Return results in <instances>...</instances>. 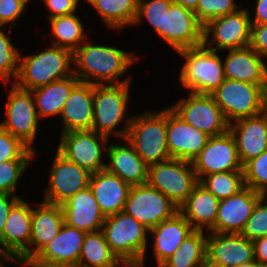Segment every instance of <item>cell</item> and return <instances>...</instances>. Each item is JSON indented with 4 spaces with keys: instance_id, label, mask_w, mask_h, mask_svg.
<instances>
[{
    "instance_id": "obj_18",
    "label": "cell",
    "mask_w": 267,
    "mask_h": 267,
    "mask_svg": "<svg viewBox=\"0 0 267 267\" xmlns=\"http://www.w3.org/2000/svg\"><path fill=\"white\" fill-rule=\"evenodd\" d=\"M166 137L170 157L188 162H193L210 138L169 107L166 109Z\"/></svg>"
},
{
    "instance_id": "obj_54",
    "label": "cell",
    "mask_w": 267,
    "mask_h": 267,
    "mask_svg": "<svg viewBox=\"0 0 267 267\" xmlns=\"http://www.w3.org/2000/svg\"><path fill=\"white\" fill-rule=\"evenodd\" d=\"M261 198L267 202V188L261 192Z\"/></svg>"
},
{
    "instance_id": "obj_17",
    "label": "cell",
    "mask_w": 267,
    "mask_h": 267,
    "mask_svg": "<svg viewBox=\"0 0 267 267\" xmlns=\"http://www.w3.org/2000/svg\"><path fill=\"white\" fill-rule=\"evenodd\" d=\"M31 225L32 208L20 198L10 209L0 236L1 257L15 260L29 257Z\"/></svg>"
},
{
    "instance_id": "obj_39",
    "label": "cell",
    "mask_w": 267,
    "mask_h": 267,
    "mask_svg": "<svg viewBox=\"0 0 267 267\" xmlns=\"http://www.w3.org/2000/svg\"><path fill=\"white\" fill-rule=\"evenodd\" d=\"M36 152L0 126V163L10 160H32Z\"/></svg>"
},
{
    "instance_id": "obj_52",
    "label": "cell",
    "mask_w": 267,
    "mask_h": 267,
    "mask_svg": "<svg viewBox=\"0 0 267 267\" xmlns=\"http://www.w3.org/2000/svg\"><path fill=\"white\" fill-rule=\"evenodd\" d=\"M199 267H224L221 264H219L218 262L212 260L211 258H209L207 255L205 256L203 262L200 264Z\"/></svg>"
},
{
    "instance_id": "obj_5",
    "label": "cell",
    "mask_w": 267,
    "mask_h": 267,
    "mask_svg": "<svg viewBox=\"0 0 267 267\" xmlns=\"http://www.w3.org/2000/svg\"><path fill=\"white\" fill-rule=\"evenodd\" d=\"M144 113L132 117L126 140L150 166L171 159L166 137V107L155 113Z\"/></svg>"
},
{
    "instance_id": "obj_2",
    "label": "cell",
    "mask_w": 267,
    "mask_h": 267,
    "mask_svg": "<svg viewBox=\"0 0 267 267\" xmlns=\"http://www.w3.org/2000/svg\"><path fill=\"white\" fill-rule=\"evenodd\" d=\"M101 231L111 251L125 265L144 267L149 229L124 211L105 217Z\"/></svg>"
},
{
    "instance_id": "obj_10",
    "label": "cell",
    "mask_w": 267,
    "mask_h": 267,
    "mask_svg": "<svg viewBox=\"0 0 267 267\" xmlns=\"http://www.w3.org/2000/svg\"><path fill=\"white\" fill-rule=\"evenodd\" d=\"M250 13L247 9H238L209 21L203 28V45L214 51L241 49L249 46ZM210 34H212L211 38ZM214 42L215 47H213Z\"/></svg>"
},
{
    "instance_id": "obj_50",
    "label": "cell",
    "mask_w": 267,
    "mask_h": 267,
    "mask_svg": "<svg viewBox=\"0 0 267 267\" xmlns=\"http://www.w3.org/2000/svg\"><path fill=\"white\" fill-rule=\"evenodd\" d=\"M251 24H264L267 23V0H256V9L254 19H251Z\"/></svg>"
},
{
    "instance_id": "obj_29",
    "label": "cell",
    "mask_w": 267,
    "mask_h": 267,
    "mask_svg": "<svg viewBox=\"0 0 267 267\" xmlns=\"http://www.w3.org/2000/svg\"><path fill=\"white\" fill-rule=\"evenodd\" d=\"M220 200L198 183L188 198L178 207L179 213L197 231L214 227Z\"/></svg>"
},
{
    "instance_id": "obj_16",
    "label": "cell",
    "mask_w": 267,
    "mask_h": 267,
    "mask_svg": "<svg viewBox=\"0 0 267 267\" xmlns=\"http://www.w3.org/2000/svg\"><path fill=\"white\" fill-rule=\"evenodd\" d=\"M198 180L203 176L226 171H243L234 136L227 132L209 138L192 162Z\"/></svg>"
},
{
    "instance_id": "obj_53",
    "label": "cell",
    "mask_w": 267,
    "mask_h": 267,
    "mask_svg": "<svg viewBox=\"0 0 267 267\" xmlns=\"http://www.w3.org/2000/svg\"><path fill=\"white\" fill-rule=\"evenodd\" d=\"M235 267H260V264L256 260H253L250 262L236 265Z\"/></svg>"
},
{
    "instance_id": "obj_23",
    "label": "cell",
    "mask_w": 267,
    "mask_h": 267,
    "mask_svg": "<svg viewBox=\"0 0 267 267\" xmlns=\"http://www.w3.org/2000/svg\"><path fill=\"white\" fill-rule=\"evenodd\" d=\"M61 207L64 222L86 233L99 231L104 224L105 216L101 213L90 187L78 191Z\"/></svg>"
},
{
    "instance_id": "obj_49",
    "label": "cell",
    "mask_w": 267,
    "mask_h": 267,
    "mask_svg": "<svg viewBox=\"0 0 267 267\" xmlns=\"http://www.w3.org/2000/svg\"><path fill=\"white\" fill-rule=\"evenodd\" d=\"M15 263L26 265V267H71L65 264L45 262L37 257L18 258Z\"/></svg>"
},
{
    "instance_id": "obj_24",
    "label": "cell",
    "mask_w": 267,
    "mask_h": 267,
    "mask_svg": "<svg viewBox=\"0 0 267 267\" xmlns=\"http://www.w3.org/2000/svg\"><path fill=\"white\" fill-rule=\"evenodd\" d=\"M223 62L226 79L245 81L254 85H267V64L252 47L228 50Z\"/></svg>"
},
{
    "instance_id": "obj_19",
    "label": "cell",
    "mask_w": 267,
    "mask_h": 267,
    "mask_svg": "<svg viewBox=\"0 0 267 267\" xmlns=\"http://www.w3.org/2000/svg\"><path fill=\"white\" fill-rule=\"evenodd\" d=\"M260 197L261 193L244 186L236 194L220 200L215 225L210 231L240 234Z\"/></svg>"
},
{
    "instance_id": "obj_57",
    "label": "cell",
    "mask_w": 267,
    "mask_h": 267,
    "mask_svg": "<svg viewBox=\"0 0 267 267\" xmlns=\"http://www.w3.org/2000/svg\"><path fill=\"white\" fill-rule=\"evenodd\" d=\"M0 267H4L2 260H0Z\"/></svg>"
},
{
    "instance_id": "obj_44",
    "label": "cell",
    "mask_w": 267,
    "mask_h": 267,
    "mask_svg": "<svg viewBox=\"0 0 267 267\" xmlns=\"http://www.w3.org/2000/svg\"><path fill=\"white\" fill-rule=\"evenodd\" d=\"M26 7L18 0H0V27L12 24L21 17Z\"/></svg>"
},
{
    "instance_id": "obj_26",
    "label": "cell",
    "mask_w": 267,
    "mask_h": 267,
    "mask_svg": "<svg viewBox=\"0 0 267 267\" xmlns=\"http://www.w3.org/2000/svg\"><path fill=\"white\" fill-rule=\"evenodd\" d=\"M32 209L29 257H36L59 233L64 222L61 205L42 201Z\"/></svg>"
},
{
    "instance_id": "obj_56",
    "label": "cell",
    "mask_w": 267,
    "mask_h": 267,
    "mask_svg": "<svg viewBox=\"0 0 267 267\" xmlns=\"http://www.w3.org/2000/svg\"><path fill=\"white\" fill-rule=\"evenodd\" d=\"M21 4H23L25 7L28 6V3H30V0H18Z\"/></svg>"
},
{
    "instance_id": "obj_31",
    "label": "cell",
    "mask_w": 267,
    "mask_h": 267,
    "mask_svg": "<svg viewBox=\"0 0 267 267\" xmlns=\"http://www.w3.org/2000/svg\"><path fill=\"white\" fill-rule=\"evenodd\" d=\"M80 80L71 76L31 90L38 118L60 115L65 101Z\"/></svg>"
},
{
    "instance_id": "obj_28",
    "label": "cell",
    "mask_w": 267,
    "mask_h": 267,
    "mask_svg": "<svg viewBox=\"0 0 267 267\" xmlns=\"http://www.w3.org/2000/svg\"><path fill=\"white\" fill-rule=\"evenodd\" d=\"M194 231L190 223L177 212L173 217L160 222L149 230L152 235L153 253L160 267Z\"/></svg>"
},
{
    "instance_id": "obj_20",
    "label": "cell",
    "mask_w": 267,
    "mask_h": 267,
    "mask_svg": "<svg viewBox=\"0 0 267 267\" xmlns=\"http://www.w3.org/2000/svg\"><path fill=\"white\" fill-rule=\"evenodd\" d=\"M242 165L267 150V109L262 113L229 124Z\"/></svg>"
},
{
    "instance_id": "obj_15",
    "label": "cell",
    "mask_w": 267,
    "mask_h": 267,
    "mask_svg": "<svg viewBox=\"0 0 267 267\" xmlns=\"http://www.w3.org/2000/svg\"><path fill=\"white\" fill-rule=\"evenodd\" d=\"M56 151L50 170L49 187L45 190L42 201L62 205L78 191L89 187L92 174Z\"/></svg>"
},
{
    "instance_id": "obj_12",
    "label": "cell",
    "mask_w": 267,
    "mask_h": 267,
    "mask_svg": "<svg viewBox=\"0 0 267 267\" xmlns=\"http://www.w3.org/2000/svg\"><path fill=\"white\" fill-rule=\"evenodd\" d=\"M203 28L194 11L172 2L162 13L159 36L179 51L203 45Z\"/></svg>"
},
{
    "instance_id": "obj_6",
    "label": "cell",
    "mask_w": 267,
    "mask_h": 267,
    "mask_svg": "<svg viewBox=\"0 0 267 267\" xmlns=\"http://www.w3.org/2000/svg\"><path fill=\"white\" fill-rule=\"evenodd\" d=\"M131 83L117 85H93L94 119L92 130L110 137L112 132L122 140L126 139L131 118L125 119V126L117 131V125L125 118Z\"/></svg>"
},
{
    "instance_id": "obj_34",
    "label": "cell",
    "mask_w": 267,
    "mask_h": 267,
    "mask_svg": "<svg viewBox=\"0 0 267 267\" xmlns=\"http://www.w3.org/2000/svg\"><path fill=\"white\" fill-rule=\"evenodd\" d=\"M50 20L51 34L56 40L53 45L72 53L85 42L83 23L75 13L53 17ZM81 43V44H80Z\"/></svg>"
},
{
    "instance_id": "obj_40",
    "label": "cell",
    "mask_w": 267,
    "mask_h": 267,
    "mask_svg": "<svg viewBox=\"0 0 267 267\" xmlns=\"http://www.w3.org/2000/svg\"><path fill=\"white\" fill-rule=\"evenodd\" d=\"M235 0H199L194 13L205 26L209 21L237 11Z\"/></svg>"
},
{
    "instance_id": "obj_22",
    "label": "cell",
    "mask_w": 267,
    "mask_h": 267,
    "mask_svg": "<svg viewBox=\"0 0 267 267\" xmlns=\"http://www.w3.org/2000/svg\"><path fill=\"white\" fill-rule=\"evenodd\" d=\"M62 133L92 130L94 119L93 84L79 82L65 101L60 114Z\"/></svg>"
},
{
    "instance_id": "obj_21",
    "label": "cell",
    "mask_w": 267,
    "mask_h": 267,
    "mask_svg": "<svg viewBox=\"0 0 267 267\" xmlns=\"http://www.w3.org/2000/svg\"><path fill=\"white\" fill-rule=\"evenodd\" d=\"M206 255L224 267L255 260L253 242L237 233L208 232Z\"/></svg>"
},
{
    "instance_id": "obj_36",
    "label": "cell",
    "mask_w": 267,
    "mask_h": 267,
    "mask_svg": "<svg viewBox=\"0 0 267 267\" xmlns=\"http://www.w3.org/2000/svg\"><path fill=\"white\" fill-rule=\"evenodd\" d=\"M199 183L219 200L229 198L244 185L243 171H226L203 176Z\"/></svg>"
},
{
    "instance_id": "obj_38",
    "label": "cell",
    "mask_w": 267,
    "mask_h": 267,
    "mask_svg": "<svg viewBox=\"0 0 267 267\" xmlns=\"http://www.w3.org/2000/svg\"><path fill=\"white\" fill-rule=\"evenodd\" d=\"M244 185L261 193L267 188V150L243 165Z\"/></svg>"
},
{
    "instance_id": "obj_14",
    "label": "cell",
    "mask_w": 267,
    "mask_h": 267,
    "mask_svg": "<svg viewBox=\"0 0 267 267\" xmlns=\"http://www.w3.org/2000/svg\"><path fill=\"white\" fill-rule=\"evenodd\" d=\"M61 135L57 150L68 160L91 174L105 169L102 150H107L108 137L94 130L71 131Z\"/></svg>"
},
{
    "instance_id": "obj_33",
    "label": "cell",
    "mask_w": 267,
    "mask_h": 267,
    "mask_svg": "<svg viewBox=\"0 0 267 267\" xmlns=\"http://www.w3.org/2000/svg\"><path fill=\"white\" fill-rule=\"evenodd\" d=\"M139 0H90L100 15L103 23L109 28L123 29L133 26L138 9Z\"/></svg>"
},
{
    "instance_id": "obj_11",
    "label": "cell",
    "mask_w": 267,
    "mask_h": 267,
    "mask_svg": "<svg viewBox=\"0 0 267 267\" xmlns=\"http://www.w3.org/2000/svg\"><path fill=\"white\" fill-rule=\"evenodd\" d=\"M170 108L189 125L210 137L229 130V123L212 95L190 92L188 98L179 99Z\"/></svg>"
},
{
    "instance_id": "obj_30",
    "label": "cell",
    "mask_w": 267,
    "mask_h": 267,
    "mask_svg": "<svg viewBox=\"0 0 267 267\" xmlns=\"http://www.w3.org/2000/svg\"><path fill=\"white\" fill-rule=\"evenodd\" d=\"M86 232L64 223L58 235L36 256L42 261L78 267Z\"/></svg>"
},
{
    "instance_id": "obj_58",
    "label": "cell",
    "mask_w": 267,
    "mask_h": 267,
    "mask_svg": "<svg viewBox=\"0 0 267 267\" xmlns=\"http://www.w3.org/2000/svg\"><path fill=\"white\" fill-rule=\"evenodd\" d=\"M260 267H267V264H262L260 265Z\"/></svg>"
},
{
    "instance_id": "obj_42",
    "label": "cell",
    "mask_w": 267,
    "mask_h": 267,
    "mask_svg": "<svg viewBox=\"0 0 267 267\" xmlns=\"http://www.w3.org/2000/svg\"><path fill=\"white\" fill-rule=\"evenodd\" d=\"M32 160H10L0 163V193L14 195L18 180Z\"/></svg>"
},
{
    "instance_id": "obj_51",
    "label": "cell",
    "mask_w": 267,
    "mask_h": 267,
    "mask_svg": "<svg viewBox=\"0 0 267 267\" xmlns=\"http://www.w3.org/2000/svg\"><path fill=\"white\" fill-rule=\"evenodd\" d=\"M173 2L194 11L196 9V6L198 5L199 0H173Z\"/></svg>"
},
{
    "instance_id": "obj_3",
    "label": "cell",
    "mask_w": 267,
    "mask_h": 267,
    "mask_svg": "<svg viewBox=\"0 0 267 267\" xmlns=\"http://www.w3.org/2000/svg\"><path fill=\"white\" fill-rule=\"evenodd\" d=\"M72 62L71 51L54 45L32 56L22 58L20 55L19 71L14 84L21 89L31 91L67 78L74 71L70 67Z\"/></svg>"
},
{
    "instance_id": "obj_48",
    "label": "cell",
    "mask_w": 267,
    "mask_h": 267,
    "mask_svg": "<svg viewBox=\"0 0 267 267\" xmlns=\"http://www.w3.org/2000/svg\"><path fill=\"white\" fill-rule=\"evenodd\" d=\"M255 260L260 264H267V235L252 241Z\"/></svg>"
},
{
    "instance_id": "obj_9",
    "label": "cell",
    "mask_w": 267,
    "mask_h": 267,
    "mask_svg": "<svg viewBox=\"0 0 267 267\" xmlns=\"http://www.w3.org/2000/svg\"><path fill=\"white\" fill-rule=\"evenodd\" d=\"M123 211L150 230L173 217L179 208L159 190L145 183L131 186Z\"/></svg>"
},
{
    "instance_id": "obj_8",
    "label": "cell",
    "mask_w": 267,
    "mask_h": 267,
    "mask_svg": "<svg viewBox=\"0 0 267 267\" xmlns=\"http://www.w3.org/2000/svg\"><path fill=\"white\" fill-rule=\"evenodd\" d=\"M147 183L179 207L199 180L192 162L171 158L148 166Z\"/></svg>"
},
{
    "instance_id": "obj_46",
    "label": "cell",
    "mask_w": 267,
    "mask_h": 267,
    "mask_svg": "<svg viewBox=\"0 0 267 267\" xmlns=\"http://www.w3.org/2000/svg\"><path fill=\"white\" fill-rule=\"evenodd\" d=\"M52 13L48 14V19L53 17L69 15L76 12L79 0H43Z\"/></svg>"
},
{
    "instance_id": "obj_1",
    "label": "cell",
    "mask_w": 267,
    "mask_h": 267,
    "mask_svg": "<svg viewBox=\"0 0 267 267\" xmlns=\"http://www.w3.org/2000/svg\"><path fill=\"white\" fill-rule=\"evenodd\" d=\"M84 43L73 52V64L77 66L73 74L80 82L93 85L130 83L129 77L121 81L119 78L138 60V56L112 46Z\"/></svg>"
},
{
    "instance_id": "obj_55",
    "label": "cell",
    "mask_w": 267,
    "mask_h": 267,
    "mask_svg": "<svg viewBox=\"0 0 267 267\" xmlns=\"http://www.w3.org/2000/svg\"><path fill=\"white\" fill-rule=\"evenodd\" d=\"M0 259H2L3 262L6 261V263L9 262V261L15 263V259L8 258V257H1V255H0Z\"/></svg>"
},
{
    "instance_id": "obj_4",
    "label": "cell",
    "mask_w": 267,
    "mask_h": 267,
    "mask_svg": "<svg viewBox=\"0 0 267 267\" xmlns=\"http://www.w3.org/2000/svg\"><path fill=\"white\" fill-rule=\"evenodd\" d=\"M177 53L185 59L178 79L190 92L211 95L226 79L217 51L201 45Z\"/></svg>"
},
{
    "instance_id": "obj_27",
    "label": "cell",
    "mask_w": 267,
    "mask_h": 267,
    "mask_svg": "<svg viewBox=\"0 0 267 267\" xmlns=\"http://www.w3.org/2000/svg\"><path fill=\"white\" fill-rule=\"evenodd\" d=\"M122 145H109L104 151L109 157V163H106L105 169L117 176L123 181L133 185H141L147 183L148 165L136 153L134 147L128 142ZM125 144V145H124Z\"/></svg>"
},
{
    "instance_id": "obj_43",
    "label": "cell",
    "mask_w": 267,
    "mask_h": 267,
    "mask_svg": "<svg viewBox=\"0 0 267 267\" xmlns=\"http://www.w3.org/2000/svg\"><path fill=\"white\" fill-rule=\"evenodd\" d=\"M172 2L173 0H149L147 2L146 0H139L134 25L143 21L142 18L145 17L159 35L162 13L170 7Z\"/></svg>"
},
{
    "instance_id": "obj_13",
    "label": "cell",
    "mask_w": 267,
    "mask_h": 267,
    "mask_svg": "<svg viewBox=\"0 0 267 267\" xmlns=\"http://www.w3.org/2000/svg\"><path fill=\"white\" fill-rule=\"evenodd\" d=\"M12 85L6 103L7 118L0 123V126L36 152L32 144L36 138L40 119L32 92Z\"/></svg>"
},
{
    "instance_id": "obj_41",
    "label": "cell",
    "mask_w": 267,
    "mask_h": 267,
    "mask_svg": "<svg viewBox=\"0 0 267 267\" xmlns=\"http://www.w3.org/2000/svg\"><path fill=\"white\" fill-rule=\"evenodd\" d=\"M240 234L251 241L267 235V202L261 197Z\"/></svg>"
},
{
    "instance_id": "obj_32",
    "label": "cell",
    "mask_w": 267,
    "mask_h": 267,
    "mask_svg": "<svg viewBox=\"0 0 267 267\" xmlns=\"http://www.w3.org/2000/svg\"><path fill=\"white\" fill-rule=\"evenodd\" d=\"M78 267H130L125 266L111 251L101 230L86 233Z\"/></svg>"
},
{
    "instance_id": "obj_47",
    "label": "cell",
    "mask_w": 267,
    "mask_h": 267,
    "mask_svg": "<svg viewBox=\"0 0 267 267\" xmlns=\"http://www.w3.org/2000/svg\"><path fill=\"white\" fill-rule=\"evenodd\" d=\"M19 199L20 197L16 195L0 193V236L2 235L10 209Z\"/></svg>"
},
{
    "instance_id": "obj_35",
    "label": "cell",
    "mask_w": 267,
    "mask_h": 267,
    "mask_svg": "<svg viewBox=\"0 0 267 267\" xmlns=\"http://www.w3.org/2000/svg\"><path fill=\"white\" fill-rule=\"evenodd\" d=\"M207 251L204 231L194 230L160 267H199Z\"/></svg>"
},
{
    "instance_id": "obj_25",
    "label": "cell",
    "mask_w": 267,
    "mask_h": 267,
    "mask_svg": "<svg viewBox=\"0 0 267 267\" xmlns=\"http://www.w3.org/2000/svg\"><path fill=\"white\" fill-rule=\"evenodd\" d=\"M89 187L101 213L108 217L123 211L131 185L104 169L91 175Z\"/></svg>"
},
{
    "instance_id": "obj_45",
    "label": "cell",
    "mask_w": 267,
    "mask_h": 267,
    "mask_svg": "<svg viewBox=\"0 0 267 267\" xmlns=\"http://www.w3.org/2000/svg\"><path fill=\"white\" fill-rule=\"evenodd\" d=\"M250 47L267 58V23L251 24Z\"/></svg>"
},
{
    "instance_id": "obj_37",
    "label": "cell",
    "mask_w": 267,
    "mask_h": 267,
    "mask_svg": "<svg viewBox=\"0 0 267 267\" xmlns=\"http://www.w3.org/2000/svg\"><path fill=\"white\" fill-rule=\"evenodd\" d=\"M1 28L3 29V27H0V80L6 84L13 78L11 83L14 84L19 71L20 52L8 37L10 32L7 31L6 35Z\"/></svg>"
},
{
    "instance_id": "obj_7",
    "label": "cell",
    "mask_w": 267,
    "mask_h": 267,
    "mask_svg": "<svg viewBox=\"0 0 267 267\" xmlns=\"http://www.w3.org/2000/svg\"><path fill=\"white\" fill-rule=\"evenodd\" d=\"M211 95L229 124L267 109V85L225 79Z\"/></svg>"
}]
</instances>
